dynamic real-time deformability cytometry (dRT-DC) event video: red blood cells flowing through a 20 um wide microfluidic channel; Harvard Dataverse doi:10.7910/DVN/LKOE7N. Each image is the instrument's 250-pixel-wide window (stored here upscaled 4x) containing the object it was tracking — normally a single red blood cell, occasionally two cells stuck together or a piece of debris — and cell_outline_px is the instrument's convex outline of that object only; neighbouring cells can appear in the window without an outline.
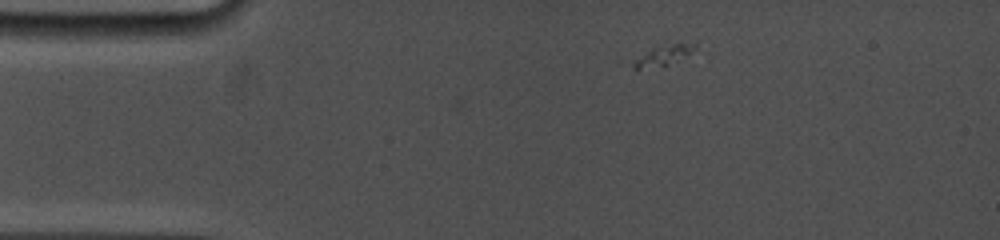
{"species": "common noctule bat (a hibernating species)", "species_latin": "Nyctalus noctula", "temperature_condition": "cold", "stored_images_in_passage": 7, "camera_frame_rate_fps": 5000, "um_per_image_px": 0.085, "animal": {"sex": "female", "body_mass_g": 19.0, "forearm_length_mm": 53.3}, "frame": {"image": 1, "passage_image": 3, "time_ms": 0.6, "image_size_px": [1000, 240], "cell_outline_px": [[700, 48], [664, 68], [636, 72], [620, 64], [616, 60], [660, 44], [696, 40]], "centroid_in_image_um": [56.0, 4.76], "position_along_channel_um": 29.0, "area_um2": 10.17}}